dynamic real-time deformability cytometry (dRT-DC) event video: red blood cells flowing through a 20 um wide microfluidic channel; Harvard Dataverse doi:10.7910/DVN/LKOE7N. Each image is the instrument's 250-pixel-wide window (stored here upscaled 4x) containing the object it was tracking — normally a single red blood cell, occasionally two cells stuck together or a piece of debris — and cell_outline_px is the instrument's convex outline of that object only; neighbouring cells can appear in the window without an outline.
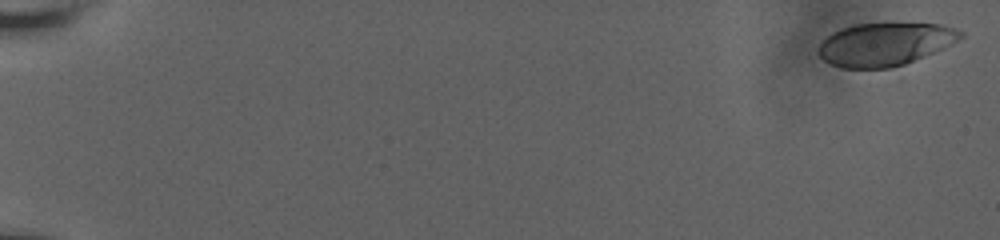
{"species": "human", "species_latin": "Homo sapiens", "temperature_condition": "room temperature", "stored_images_in_passage": 71, "camera_frame_rate_fps": 3000, "um_per_image_px": 0.085, "donor": {"sex": "male"}, "frame": {"image": 1, "passage_image": 1, "time_ms": 0.0, "image_size_px": [1000, 240], "cell_outline_px": [[964, 36], [952, 44], [896, 72], [892, 72], [840, 68], [824, 60], [816, 52], [816, 48], [832, 32], [840, 28], [856, 24], [944, 24], [956, 28], [964, 32]], "centroid_in_image_um": [75.26, 3.85], "position_along_channel_um": 9.7, "area_um2": 37.34}}
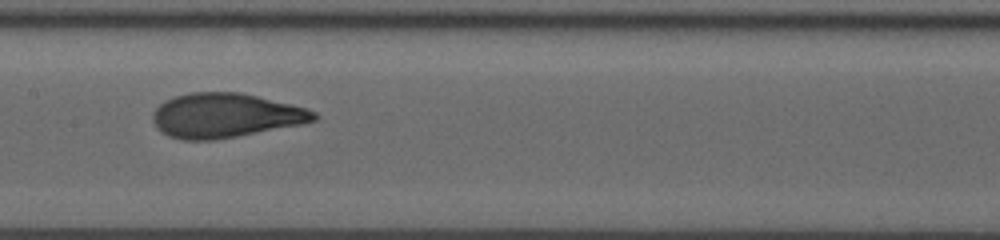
{"frame": {"image": 2, "passage_image": 37, "time_ms": 10.333, "image_size_px": [1000, 240], "cell_outline_px": [[320, 116], [316, 120], [304, 124], [236, 136], [212, 140], [184, 140], [168, 136], [160, 132], [156, 128], [152, 120], [152, 112], [164, 100], [188, 92], [240, 92], [304, 108], [316, 112]], "centroid_in_image_um": [19.11, 9.82], "position_along_channel_um": 188.3, "area_um2": 41.67}}
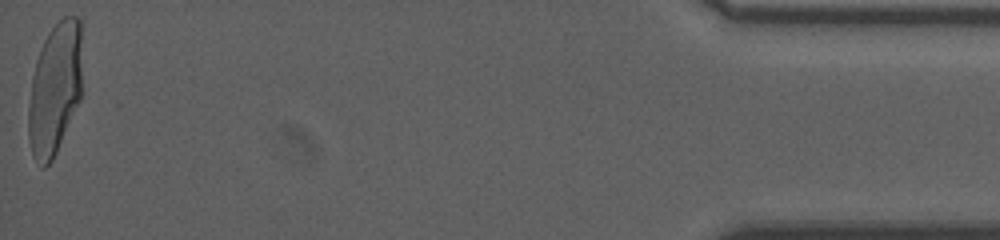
{"frame": {"image": 3, "passage_image": 70, "time_ms": 19.0, "image_size_px": [1000, 240], "cell_outline_px": [[80, 100], [56, 152], [52, 160], [44, 168], [40, 168], [32, 156], [28, 136], [28, 108], [32, 76], [36, 60], [44, 40], [48, 32], [64, 16], [76, 16], [80, 20]], "centroid_in_image_um": [4.63, 7.6], "position_along_channel_um": 430.6, "area_um2": 41.04}, "authors_computed_cell_mechanics": {"area_um2": 40.4022, "velocity_mm_per_s": 3.7641, "shape_relaxation_time_tau1_ms": 4.2282, "shape_relaxation_time_tau2_ms": 0.7429, "deformation_change_tau1": 0.1843, "deformation_change_tau2": 0.0667}}